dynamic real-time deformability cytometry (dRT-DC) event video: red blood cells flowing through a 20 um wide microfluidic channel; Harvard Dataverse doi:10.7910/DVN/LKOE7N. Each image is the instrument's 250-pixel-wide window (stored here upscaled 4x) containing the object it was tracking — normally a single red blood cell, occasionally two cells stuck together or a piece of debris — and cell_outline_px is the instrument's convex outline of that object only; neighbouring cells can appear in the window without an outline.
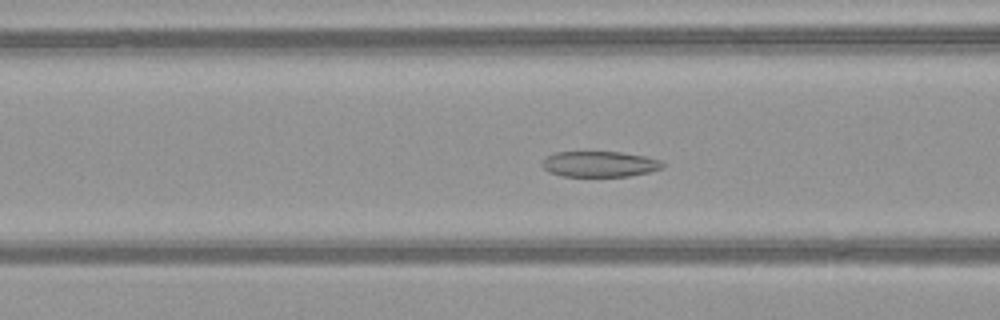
{"species": "common noctule bat (a hibernating species)", "species_latin": "Nyctalus noctula", "temperature_condition": "warm", "stored_images_in_passage": 47, "camera_frame_rate_fps": 3000, "um_per_image_px": 0.085, "animal": {"sex": "female", "body_mass_g": 21.9}, "frame": {"image": 1, "passage_image": 17, "time_ms": 5.333, "image_size_px": [1000, 320], "cell_outline_px": [[664, 164], [660, 168], [648, 172], [628, 176], [564, 176], [548, 172], [540, 164], [548, 156], [556, 152], [620, 152], [648, 156], [660, 160]], "centroid_in_image_um": [50.96, 13.94], "position_along_channel_um": 115.6, "area_um2": 17.92}}
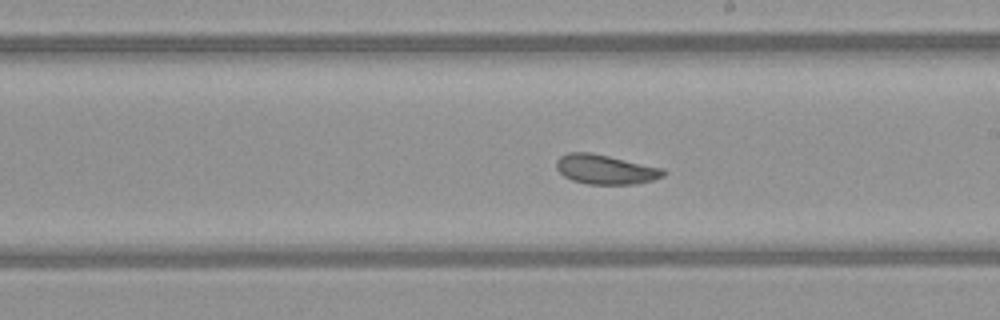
{"frame": {"image": 2, "passage_image": 26, "time_ms": 8.333, "image_size_px": [1000, 320], "cell_outline_px": [[664, 176], [652, 180], [636, 184], [588, 184], [572, 180], [564, 176], [556, 168], [556, 160], [560, 156], [568, 152], [592, 152], [664, 168]], "centroid_in_image_um": [51.45, 14.39], "position_along_channel_um": 237.5, "area_um2": 18.5}}
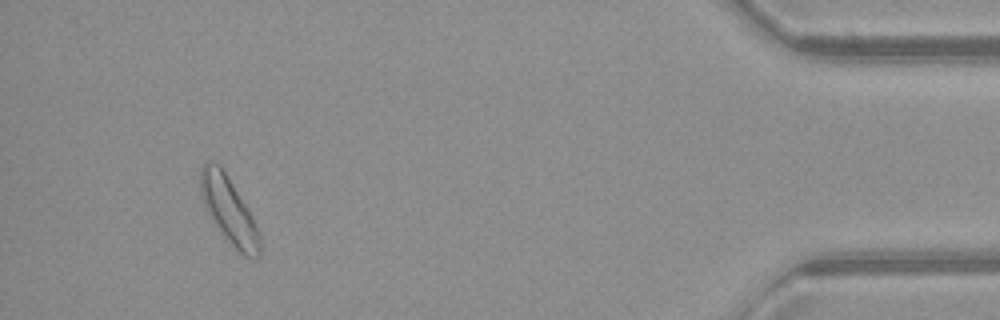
{"frame": {"image": 3, "passage_image": 44, "time_ms": 14.333, "image_size_px": [1000, 320], "cell_outline_px": [[260, 256], [256, 260], [244, 256], [224, 236], [208, 216], [200, 192], [200, 168], [208, 160], [220, 164], [252, 216], [256, 224], [260, 236]], "centroid_in_image_um": [19.44, 17.88], "position_along_channel_um": 415.8, "area_um2": 22.83}, "authors_computed_cell_mechanics": {"area_um2": 19.8832, "velocity_mm_per_s": 4.0536, "shape_relaxation_time_tau1_ms": null, "shape_relaxation_time_tau2_ms": 2.6938, "deformation_change_tau1": null, "deformation_change_tau2": 0.0856}}